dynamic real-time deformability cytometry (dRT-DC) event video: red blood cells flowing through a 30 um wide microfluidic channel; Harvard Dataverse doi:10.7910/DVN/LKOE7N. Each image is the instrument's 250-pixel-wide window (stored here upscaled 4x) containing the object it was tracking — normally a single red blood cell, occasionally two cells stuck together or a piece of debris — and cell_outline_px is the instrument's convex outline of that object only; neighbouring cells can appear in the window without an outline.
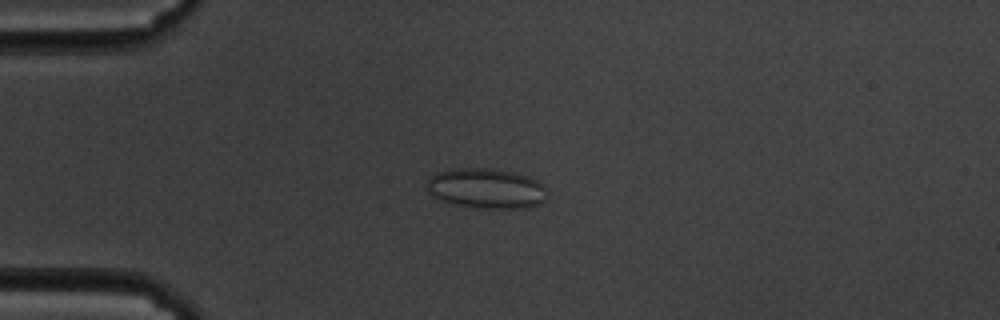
{"species": "common noctule bat (a hibernating species)", "species_latin": "Nyctalus noctula", "temperature_condition": "cold", "stored_images_in_passage": 58, "camera_frame_rate_fps": 3000, "um_per_image_px": 0.085, "animal": {"sex": "male", "body_mass_g": 19.5, "forearm_length_mm": 54.6}, "frame": {"image": 1, "passage_image": 14, "time_ms": 4.333, "image_size_px": [1000, 320], "cell_outline_px": [[544, 200], [540, 204], [532, 208], [476, 208], [452, 204], [436, 200], [428, 192], [428, 180], [436, 172], [456, 168], [492, 168], [512, 172], [536, 180], [544, 184]], "centroid_in_image_um": [41.29, 16.03], "position_along_channel_um": 43.7, "area_um2": 28.26}}
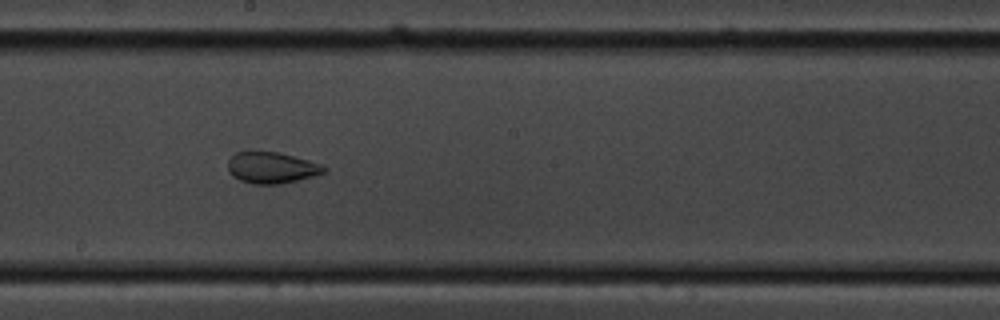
{"frame": {"image": 2, "passage_image": 32, "time_ms": 10.333, "image_size_px": [1000, 320], "cell_outline_px": [[328, 168], [324, 172], [312, 176], [280, 184], [252, 184], [240, 180], [232, 176], [228, 172], [228, 160], [236, 152], [276, 152], [308, 160], [320, 164]], "centroid_in_image_um": [23.05, 14.26], "position_along_channel_um": 225.1, "area_um2": 17.28}}
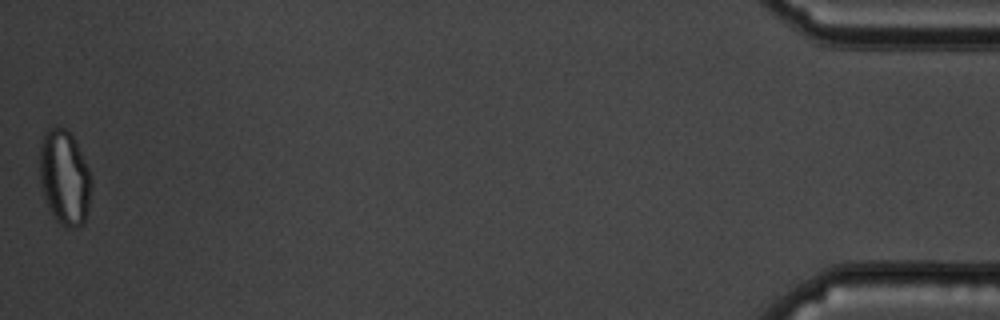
{"frame": {"image": 3, "passage_image": 58, "time_ms": 19.0, "image_size_px": [1000, 320], "cell_outline_px": [[92, 188], [88, 208], [84, 224], [76, 228], [68, 228], [56, 220], [48, 208], [44, 196], [40, 180], [40, 144], [44, 132], [48, 128], [64, 128], [72, 136], [92, 176]], "centroid_in_image_um": [5.49, 15.13], "position_along_channel_um": 429.7, "area_um2": 28.55}, "authors_computed_cell_mechanics": {"area_um2": 25.2297, "velocity_mm_per_s": 3.3955, "shape_relaxation_time_tau1_ms": null, "shape_relaxation_time_tau2_ms": 1.5134, "deformation_change_tau1": null, "deformation_change_tau2": 0.0658}}